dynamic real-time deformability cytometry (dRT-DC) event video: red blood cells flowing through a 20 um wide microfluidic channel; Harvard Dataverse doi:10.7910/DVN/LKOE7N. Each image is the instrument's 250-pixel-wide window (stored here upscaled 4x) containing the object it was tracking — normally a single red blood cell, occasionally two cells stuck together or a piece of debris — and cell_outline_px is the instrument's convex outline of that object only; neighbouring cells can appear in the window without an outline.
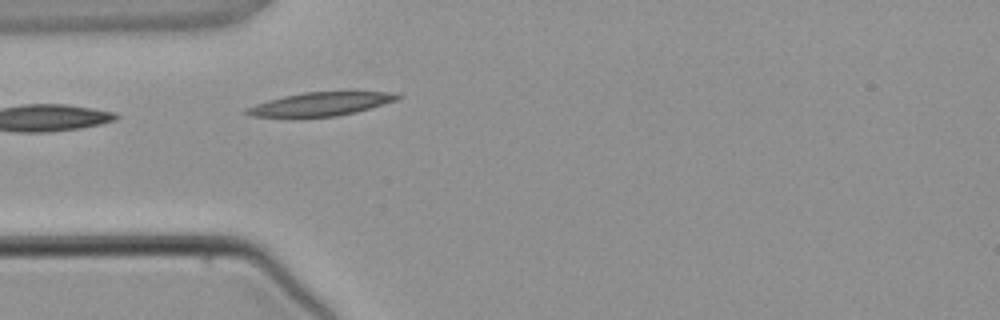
{"species": "common noctule bat (a hibernating species)", "species_latin": "Nyctalus noctula", "temperature_condition": "warm", "stored_images_in_passage": 3, "camera_frame_rate_fps": 3000, "um_per_image_px": 0.085, "animal": {"sex": "male", "body_mass_g": 21.5, "forearm_length_mm": 52.0}, "frame": {"image": 1, "passage_image": 3, "time_ms": 2.333, "image_size_px": [1000, 320], "cell_outline_px": [[404, 96], [396, 100], [356, 112], [336, 116], [252, 116], [240, 112], [244, 108], [268, 100], [284, 96], [304, 92], [348, 88], [388, 92]], "centroid_in_image_um": [27.34, 8.77], "position_along_channel_um": 57.7, "area_um2": 21.44}}